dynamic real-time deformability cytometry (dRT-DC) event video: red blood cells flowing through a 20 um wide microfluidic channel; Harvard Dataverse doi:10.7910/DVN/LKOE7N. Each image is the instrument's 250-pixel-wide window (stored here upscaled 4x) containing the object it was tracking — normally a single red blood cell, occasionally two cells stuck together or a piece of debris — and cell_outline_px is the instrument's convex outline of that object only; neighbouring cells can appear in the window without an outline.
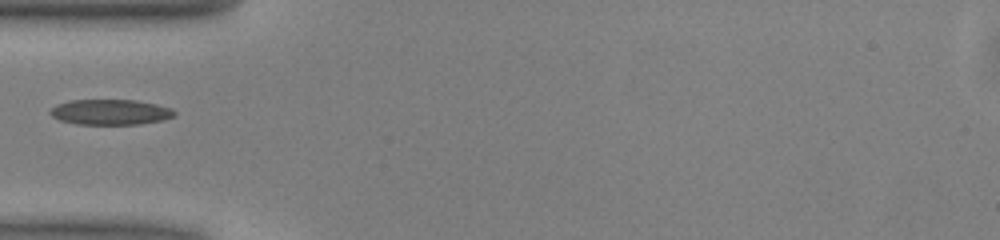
{"species": "common noctule bat (a hibernating species)", "species_latin": "Nyctalus noctula", "temperature_condition": "warm", "stored_images_in_passage": 35, "camera_frame_rate_fps": 3000, "um_per_image_px": 0.085, "animal": {"sex": "male", "body_mass_g": 13.0, "forearm_length_mm": 53.1}, "frame": {"image": 1, "passage_image": 1, "time_ms": 0.0, "image_size_px": [1000, 240], "cell_outline_px": [[176, 116], [164, 120], [140, 124], [76, 124], [60, 120], [52, 116], [48, 112], [56, 104], [72, 100], [136, 100], [156, 104], [172, 108], [176, 112]], "centroid_in_image_um": [9.41, 9.53], "position_along_channel_um": 75.6, "area_um2": 18.5}}
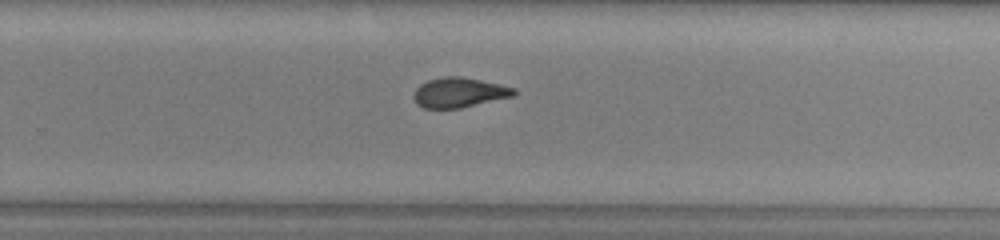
{"frame": {"image": 2, "passage_image": 17, "time_ms": 5.333, "image_size_px": [1000, 240], "cell_outline_px": [[516, 92], [512, 96], [460, 108], [424, 108], [416, 104], [412, 96], [416, 88], [420, 84], [428, 80], [444, 76], [460, 76], [500, 84], [516, 88]], "centroid_in_image_um": [38.99, 7.86], "position_along_channel_um": 290.8, "area_um2": 17.4}}
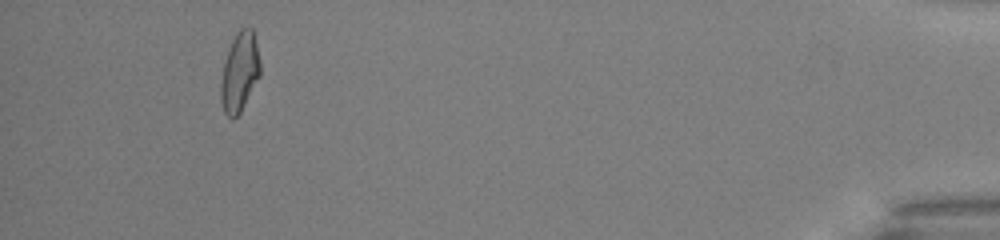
{"frame": {"image": 3, "passage_image": 32, "time_ms": 10.333, "image_size_px": [1000, 240], "cell_outline_px": [[260, 76], [240, 112], [232, 120], [224, 112], [220, 100], [220, 84], [224, 60], [228, 48], [232, 40], [240, 28], [252, 28], [260, 60]], "centroid_in_image_um": [20.35, 6.14], "position_along_channel_um": 414.9, "area_um2": 18.21}}